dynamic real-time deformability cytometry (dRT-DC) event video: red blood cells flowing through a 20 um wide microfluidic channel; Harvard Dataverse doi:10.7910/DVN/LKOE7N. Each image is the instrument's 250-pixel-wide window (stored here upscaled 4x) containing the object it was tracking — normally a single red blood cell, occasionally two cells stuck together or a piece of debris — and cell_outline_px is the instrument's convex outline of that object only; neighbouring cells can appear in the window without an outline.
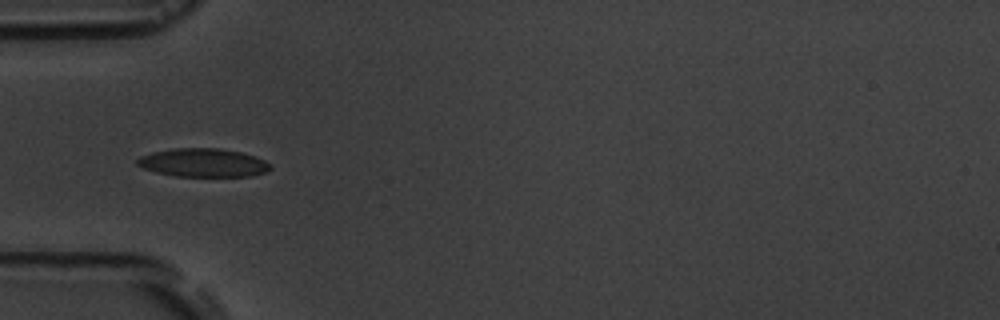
{"species": "common noctule bat (a hibernating species)", "species_latin": "Nyctalus noctula", "temperature_condition": "room temperature", "stored_images_in_passage": 6, "camera_frame_rate_fps": 3000, "um_per_image_px": 0.085, "animal": {"sex": "male", "body_mass_g": 19.5, "forearm_length_mm": 54.6}, "frame": {"image": 1, "passage_image": 5, "time_ms": 5.333, "image_size_px": [1000, 320], "cell_outline_px": [[272, 168], [268, 172], [252, 176], [176, 176], [156, 172], [144, 168], [136, 164], [136, 160], [140, 156], [152, 152], [176, 148], [220, 148], [240, 152], [256, 156], [272, 164]], "centroid_in_image_um": [17.31, 13.83], "position_along_channel_um": 67.7, "area_um2": 22.2}}
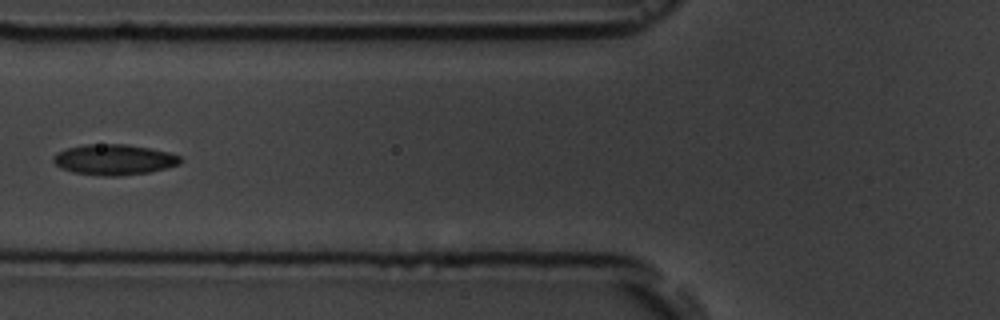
{"frame": {"image": 2, "passage_image": 6, "time_ms": 6.667, "image_size_px": [1000, 320], "cell_outline_px": [[184, 160], [180, 164], [148, 172], [120, 176], [100, 176], [72, 172], [60, 168], [52, 160], [52, 156], [56, 152], [68, 148], [84, 144], [128, 144], [152, 148], [168, 152], [180, 156]], "centroid_in_image_um": [9.68, 13.56], "position_along_channel_um": 116.1, "area_um2": 22.89}}